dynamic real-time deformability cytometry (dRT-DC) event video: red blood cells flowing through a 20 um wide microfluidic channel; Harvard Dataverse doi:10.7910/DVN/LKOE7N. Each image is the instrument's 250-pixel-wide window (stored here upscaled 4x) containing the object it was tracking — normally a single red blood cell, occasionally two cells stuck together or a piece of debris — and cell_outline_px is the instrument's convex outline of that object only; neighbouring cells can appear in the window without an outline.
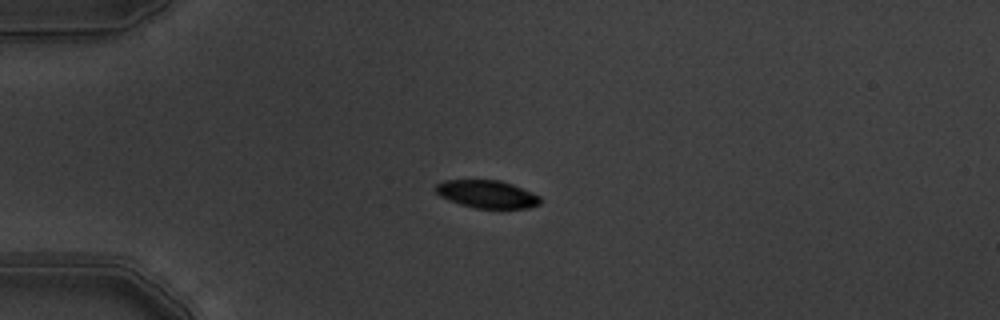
{"species": "common noctule bat (a hibernating species)", "species_latin": "Nyctalus noctula", "temperature_condition": "warm", "stored_images_in_passage": 5, "camera_frame_rate_fps": 3000, "um_per_image_px": 0.085, "animal": {"sex": "male", "body_mass_g": 19.5, "forearm_length_mm": 54.6}, "frame": {"image": 1, "passage_image": 4, "time_ms": 1.0, "image_size_px": [1000, 320], "cell_outline_px": [[540, 204], [528, 208], [476, 208], [460, 204], [448, 200], [440, 196], [432, 188], [436, 184], [444, 180], [500, 180], [512, 184], [532, 192], [540, 196]], "centroid_in_image_um": [41.36, 16.5], "position_along_channel_um": 43.6, "area_um2": 16.99}}